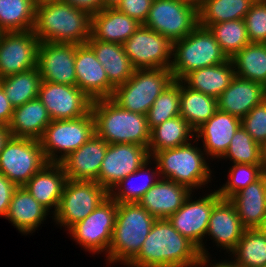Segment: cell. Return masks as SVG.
<instances>
[{
	"instance_id": "cell-3",
	"label": "cell",
	"mask_w": 266,
	"mask_h": 267,
	"mask_svg": "<svg viewBox=\"0 0 266 267\" xmlns=\"http://www.w3.org/2000/svg\"><path fill=\"white\" fill-rule=\"evenodd\" d=\"M156 218L139 203H117L106 264L125 267L139 254Z\"/></svg>"
},
{
	"instance_id": "cell-33",
	"label": "cell",
	"mask_w": 266,
	"mask_h": 267,
	"mask_svg": "<svg viewBox=\"0 0 266 267\" xmlns=\"http://www.w3.org/2000/svg\"><path fill=\"white\" fill-rule=\"evenodd\" d=\"M195 139V130L180 115L150 130L149 152H158L187 144Z\"/></svg>"
},
{
	"instance_id": "cell-28",
	"label": "cell",
	"mask_w": 266,
	"mask_h": 267,
	"mask_svg": "<svg viewBox=\"0 0 266 267\" xmlns=\"http://www.w3.org/2000/svg\"><path fill=\"white\" fill-rule=\"evenodd\" d=\"M51 121L45 105L36 98L14 108L8 129L13 137L40 140Z\"/></svg>"
},
{
	"instance_id": "cell-49",
	"label": "cell",
	"mask_w": 266,
	"mask_h": 267,
	"mask_svg": "<svg viewBox=\"0 0 266 267\" xmlns=\"http://www.w3.org/2000/svg\"><path fill=\"white\" fill-rule=\"evenodd\" d=\"M13 110L14 108L10 104L3 88L0 85V125H9L12 118Z\"/></svg>"
},
{
	"instance_id": "cell-55",
	"label": "cell",
	"mask_w": 266,
	"mask_h": 267,
	"mask_svg": "<svg viewBox=\"0 0 266 267\" xmlns=\"http://www.w3.org/2000/svg\"><path fill=\"white\" fill-rule=\"evenodd\" d=\"M186 1L191 2L197 6H199L203 2V0H186Z\"/></svg>"
},
{
	"instance_id": "cell-22",
	"label": "cell",
	"mask_w": 266,
	"mask_h": 267,
	"mask_svg": "<svg viewBox=\"0 0 266 267\" xmlns=\"http://www.w3.org/2000/svg\"><path fill=\"white\" fill-rule=\"evenodd\" d=\"M244 230L234 204L229 199H220L211 211L205 238L209 236L216 247L229 254Z\"/></svg>"
},
{
	"instance_id": "cell-53",
	"label": "cell",
	"mask_w": 266,
	"mask_h": 267,
	"mask_svg": "<svg viewBox=\"0 0 266 267\" xmlns=\"http://www.w3.org/2000/svg\"><path fill=\"white\" fill-rule=\"evenodd\" d=\"M122 0H103L104 8H116Z\"/></svg>"
},
{
	"instance_id": "cell-4",
	"label": "cell",
	"mask_w": 266,
	"mask_h": 267,
	"mask_svg": "<svg viewBox=\"0 0 266 267\" xmlns=\"http://www.w3.org/2000/svg\"><path fill=\"white\" fill-rule=\"evenodd\" d=\"M197 142L193 139L172 149L149 152L151 159L157 164L160 177L184 185L192 192L195 189H205L206 186L208 188L214 171L211 170L202 147H197Z\"/></svg>"
},
{
	"instance_id": "cell-17",
	"label": "cell",
	"mask_w": 266,
	"mask_h": 267,
	"mask_svg": "<svg viewBox=\"0 0 266 267\" xmlns=\"http://www.w3.org/2000/svg\"><path fill=\"white\" fill-rule=\"evenodd\" d=\"M38 98L51 120L76 119L91 111L92 100L77 86L42 80Z\"/></svg>"
},
{
	"instance_id": "cell-42",
	"label": "cell",
	"mask_w": 266,
	"mask_h": 267,
	"mask_svg": "<svg viewBox=\"0 0 266 267\" xmlns=\"http://www.w3.org/2000/svg\"><path fill=\"white\" fill-rule=\"evenodd\" d=\"M260 151V144L255 142L241 125L235 132L227 151L219 160H229L233 164L262 165Z\"/></svg>"
},
{
	"instance_id": "cell-27",
	"label": "cell",
	"mask_w": 266,
	"mask_h": 267,
	"mask_svg": "<svg viewBox=\"0 0 266 267\" xmlns=\"http://www.w3.org/2000/svg\"><path fill=\"white\" fill-rule=\"evenodd\" d=\"M140 26L116 8H103L91 15V37L99 41L123 44Z\"/></svg>"
},
{
	"instance_id": "cell-47",
	"label": "cell",
	"mask_w": 266,
	"mask_h": 267,
	"mask_svg": "<svg viewBox=\"0 0 266 267\" xmlns=\"http://www.w3.org/2000/svg\"><path fill=\"white\" fill-rule=\"evenodd\" d=\"M16 188L17 186L14 183L0 173V217H6L10 201Z\"/></svg>"
},
{
	"instance_id": "cell-10",
	"label": "cell",
	"mask_w": 266,
	"mask_h": 267,
	"mask_svg": "<svg viewBox=\"0 0 266 267\" xmlns=\"http://www.w3.org/2000/svg\"><path fill=\"white\" fill-rule=\"evenodd\" d=\"M143 25L174 42L199 25L198 6L186 0H153Z\"/></svg>"
},
{
	"instance_id": "cell-1",
	"label": "cell",
	"mask_w": 266,
	"mask_h": 267,
	"mask_svg": "<svg viewBox=\"0 0 266 267\" xmlns=\"http://www.w3.org/2000/svg\"><path fill=\"white\" fill-rule=\"evenodd\" d=\"M200 255L168 219H156L139 254L126 267H194Z\"/></svg>"
},
{
	"instance_id": "cell-51",
	"label": "cell",
	"mask_w": 266,
	"mask_h": 267,
	"mask_svg": "<svg viewBox=\"0 0 266 267\" xmlns=\"http://www.w3.org/2000/svg\"><path fill=\"white\" fill-rule=\"evenodd\" d=\"M11 136L8 126L0 125V152L2 151L4 144Z\"/></svg>"
},
{
	"instance_id": "cell-16",
	"label": "cell",
	"mask_w": 266,
	"mask_h": 267,
	"mask_svg": "<svg viewBox=\"0 0 266 267\" xmlns=\"http://www.w3.org/2000/svg\"><path fill=\"white\" fill-rule=\"evenodd\" d=\"M150 158L145 146L128 143L108 144L96 182L109 192Z\"/></svg>"
},
{
	"instance_id": "cell-7",
	"label": "cell",
	"mask_w": 266,
	"mask_h": 267,
	"mask_svg": "<svg viewBox=\"0 0 266 267\" xmlns=\"http://www.w3.org/2000/svg\"><path fill=\"white\" fill-rule=\"evenodd\" d=\"M174 81L170 68L138 69L114 89L111 99L121 108L146 115L163 90Z\"/></svg>"
},
{
	"instance_id": "cell-6",
	"label": "cell",
	"mask_w": 266,
	"mask_h": 267,
	"mask_svg": "<svg viewBox=\"0 0 266 267\" xmlns=\"http://www.w3.org/2000/svg\"><path fill=\"white\" fill-rule=\"evenodd\" d=\"M228 60L208 28L198 25L186 37L173 42L171 73L181 80L191 71Z\"/></svg>"
},
{
	"instance_id": "cell-2",
	"label": "cell",
	"mask_w": 266,
	"mask_h": 267,
	"mask_svg": "<svg viewBox=\"0 0 266 267\" xmlns=\"http://www.w3.org/2000/svg\"><path fill=\"white\" fill-rule=\"evenodd\" d=\"M33 32L40 42L85 44L91 37V15L63 0L36 4Z\"/></svg>"
},
{
	"instance_id": "cell-8",
	"label": "cell",
	"mask_w": 266,
	"mask_h": 267,
	"mask_svg": "<svg viewBox=\"0 0 266 267\" xmlns=\"http://www.w3.org/2000/svg\"><path fill=\"white\" fill-rule=\"evenodd\" d=\"M95 134L92 112L76 119L52 120L40 139L48 163H60Z\"/></svg>"
},
{
	"instance_id": "cell-35",
	"label": "cell",
	"mask_w": 266,
	"mask_h": 267,
	"mask_svg": "<svg viewBox=\"0 0 266 267\" xmlns=\"http://www.w3.org/2000/svg\"><path fill=\"white\" fill-rule=\"evenodd\" d=\"M231 61L236 76L266 86V43H249Z\"/></svg>"
},
{
	"instance_id": "cell-48",
	"label": "cell",
	"mask_w": 266,
	"mask_h": 267,
	"mask_svg": "<svg viewBox=\"0 0 266 267\" xmlns=\"http://www.w3.org/2000/svg\"><path fill=\"white\" fill-rule=\"evenodd\" d=\"M76 8L87 11L90 15L98 13L104 8L103 0H63Z\"/></svg>"
},
{
	"instance_id": "cell-26",
	"label": "cell",
	"mask_w": 266,
	"mask_h": 267,
	"mask_svg": "<svg viewBox=\"0 0 266 267\" xmlns=\"http://www.w3.org/2000/svg\"><path fill=\"white\" fill-rule=\"evenodd\" d=\"M51 214V211L41 205L22 186L15 189L5 219L26 236L35 232L44 223L48 215L53 217Z\"/></svg>"
},
{
	"instance_id": "cell-44",
	"label": "cell",
	"mask_w": 266,
	"mask_h": 267,
	"mask_svg": "<svg viewBox=\"0 0 266 267\" xmlns=\"http://www.w3.org/2000/svg\"><path fill=\"white\" fill-rule=\"evenodd\" d=\"M244 20L250 43H266V1L253 2Z\"/></svg>"
},
{
	"instance_id": "cell-30",
	"label": "cell",
	"mask_w": 266,
	"mask_h": 267,
	"mask_svg": "<svg viewBox=\"0 0 266 267\" xmlns=\"http://www.w3.org/2000/svg\"><path fill=\"white\" fill-rule=\"evenodd\" d=\"M86 43L93 49L97 60L103 65L109 83L114 88L125 83L133 75L135 69L124 51L123 44L99 41L92 37Z\"/></svg>"
},
{
	"instance_id": "cell-11",
	"label": "cell",
	"mask_w": 266,
	"mask_h": 267,
	"mask_svg": "<svg viewBox=\"0 0 266 267\" xmlns=\"http://www.w3.org/2000/svg\"><path fill=\"white\" fill-rule=\"evenodd\" d=\"M46 163L40 140L10 136L0 152V173L24 186Z\"/></svg>"
},
{
	"instance_id": "cell-36",
	"label": "cell",
	"mask_w": 266,
	"mask_h": 267,
	"mask_svg": "<svg viewBox=\"0 0 266 267\" xmlns=\"http://www.w3.org/2000/svg\"><path fill=\"white\" fill-rule=\"evenodd\" d=\"M252 0H203L198 6L199 25L208 28L224 21L245 19Z\"/></svg>"
},
{
	"instance_id": "cell-25",
	"label": "cell",
	"mask_w": 266,
	"mask_h": 267,
	"mask_svg": "<svg viewBox=\"0 0 266 267\" xmlns=\"http://www.w3.org/2000/svg\"><path fill=\"white\" fill-rule=\"evenodd\" d=\"M66 181L67 176L60 163H46L24 187L53 215L58 209Z\"/></svg>"
},
{
	"instance_id": "cell-12",
	"label": "cell",
	"mask_w": 266,
	"mask_h": 267,
	"mask_svg": "<svg viewBox=\"0 0 266 267\" xmlns=\"http://www.w3.org/2000/svg\"><path fill=\"white\" fill-rule=\"evenodd\" d=\"M117 203L108 196L84 220L77 222L67 232L85 251L108 255L115 225Z\"/></svg>"
},
{
	"instance_id": "cell-56",
	"label": "cell",
	"mask_w": 266,
	"mask_h": 267,
	"mask_svg": "<svg viewBox=\"0 0 266 267\" xmlns=\"http://www.w3.org/2000/svg\"><path fill=\"white\" fill-rule=\"evenodd\" d=\"M263 177H264V180H265V182H266V169L265 170H263Z\"/></svg>"
},
{
	"instance_id": "cell-15",
	"label": "cell",
	"mask_w": 266,
	"mask_h": 267,
	"mask_svg": "<svg viewBox=\"0 0 266 267\" xmlns=\"http://www.w3.org/2000/svg\"><path fill=\"white\" fill-rule=\"evenodd\" d=\"M40 43L33 30L3 32L0 37V79L37 67Z\"/></svg>"
},
{
	"instance_id": "cell-9",
	"label": "cell",
	"mask_w": 266,
	"mask_h": 267,
	"mask_svg": "<svg viewBox=\"0 0 266 267\" xmlns=\"http://www.w3.org/2000/svg\"><path fill=\"white\" fill-rule=\"evenodd\" d=\"M109 196V192L96 181L67 179L57 211L52 221L64 231L84 220Z\"/></svg>"
},
{
	"instance_id": "cell-20",
	"label": "cell",
	"mask_w": 266,
	"mask_h": 267,
	"mask_svg": "<svg viewBox=\"0 0 266 267\" xmlns=\"http://www.w3.org/2000/svg\"><path fill=\"white\" fill-rule=\"evenodd\" d=\"M240 126L239 117L218 109L207 122L195 130V139L203 142L201 147L210 160H217L225 154Z\"/></svg>"
},
{
	"instance_id": "cell-29",
	"label": "cell",
	"mask_w": 266,
	"mask_h": 267,
	"mask_svg": "<svg viewBox=\"0 0 266 267\" xmlns=\"http://www.w3.org/2000/svg\"><path fill=\"white\" fill-rule=\"evenodd\" d=\"M245 229L258 228L266 216V182L263 175L229 199Z\"/></svg>"
},
{
	"instance_id": "cell-43",
	"label": "cell",
	"mask_w": 266,
	"mask_h": 267,
	"mask_svg": "<svg viewBox=\"0 0 266 267\" xmlns=\"http://www.w3.org/2000/svg\"><path fill=\"white\" fill-rule=\"evenodd\" d=\"M263 174L262 165L244 163L232 164L228 170L226 183L217 189L221 199H230L241 189L258 180Z\"/></svg>"
},
{
	"instance_id": "cell-54",
	"label": "cell",
	"mask_w": 266,
	"mask_h": 267,
	"mask_svg": "<svg viewBox=\"0 0 266 267\" xmlns=\"http://www.w3.org/2000/svg\"><path fill=\"white\" fill-rule=\"evenodd\" d=\"M258 229L266 236V216L263 219L261 225L258 227Z\"/></svg>"
},
{
	"instance_id": "cell-24",
	"label": "cell",
	"mask_w": 266,
	"mask_h": 267,
	"mask_svg": "<svg viewBox=\"0 0 266 267\" xmlns=\"http://www.w3.org/2000/svg\"><path fill=\"white\" fill-rule=\"evenodd\" d=\"M217 100L219 110L242 119L266 100V86L235 76Z\"/></svg>"
},
{
	"instance_id": "cell-57",
	"label": "cell",
	"mask_w": 266,
	"mask_h": 267,
	"mask_svg": "<svg viewBox=\"0 0 266 267\" xmlns=\"http://www.w3.org/2000/svg\"><path fill=\"white\" fill-rule=\"evenodd\" d=\"M253 2L263 1V0H252Z\"/></svg>"
},
{
	"instance_id": "cell-52",
	"label": "cell",
	"mask_w": 266,
	"mask_h": 267,
	"mask_svg": "<svg viewBox=\"0 0 266 267\" xmlns=\"http://www.w3.org/2000/svg\"><path fill=\"white\" fill-rule=\"evenodd\" d=\"M261 162L263 170L266 169V141L260 145Z\"/></svg>"
},
{
	"instance_id": "cell-50",
	"label": "cell",
	"mask_w": 266,
	"mask_h": 267,
	"mask_svg": "<svg viewBox=\"0 0 266 267\" xmlns=\"http://www.w3.org/2000/svg\"><path fill=\"white\" fill-rule=\"evenodd\" d=\"M210 259H211L210 255L201 254L194 267H239L232 260L229 261L230 258H228L227 260L226 259L221 260L219 262L217 261V263L216 259L214 260L211 259V262Z\"/></svg>"
},
{
	"instance_id": "cell-46",
	"label": "cell",
	"mask_w": 266,
	"mask_h": 267,
	"mask_svg": "<svg viewBox=\"0 0 266 267\" xmlns=\"http://www.w3.org/2000/svg\"><path fill=\"white\" fill-rule=\"evenodd\" d=\"M152 2L153 0H122L116 9L137 20L140 24H144Z\"/></svg>"
},
{
	"instance_id": "cell-14",
	"label": "cell",
	"mask_w": 266,
	"mask_h": 267,
	"mask_svg": "<svg viewBox=\"0 0 266 267\" xmlns=\"http://www.w3.org/2000/svg\"><path fill=\"white\" fill-rule=\"evenodd\" d=\"M123 47L135 70L171 68L173 42L143 24L123 43Z\"/></svg>"
},
{
	"instance_id": "cell-5",
	"label": "cell",
	"mask_w": 266,
	"mask_h": 267,
	"mask_svg": "<svg viewBox=\"0 0 266 267\" xmlns=\"http://www.w3.org/2000/svg\"><path fill=\"white\" fill-rule=\"evenodd\" d=\"M95 134L108 144H137L148 148L150 129L146 115L121 108L111 98L92 101Z\"/></svg>"
},
{
	"instance_id": "cell-32",
	"label": "cell",
	"mask_w": 266,
	"mask_h": 267,
	"mask_svg": "<svg viewBox=\"0 0 266 267\" xmlns=\"http://www.w3.org/2000/svg\"><path fill=\"white\" fill-rule=\"evenodd\" d=\"M152 163L155 166H152ZM149 164L153 168L150 167ZM160 178L157 164L150 158L134 173L126 176L115 185L109 191V196L116 203H138L142 196L155 185Z\"/></svg>"
},
{
	"instance_id": "cell-40",
	"label": "cell",
	"mask_w": 266,
	"mask_h": 267,
	"mask_svg": "<svg viewBox=\"0 0 266 267\" xmlns=\"http://www.w3.org/2000/svg\"><path fill=\"white\" fill-rule=\"evenodd\" d=\"M208 29L228 59L250 43L244 19L212 24Z\"/></svg>"
},
{
	"instance_id": "cell-38",
	"label": "cell",
	"mask_w": 266,
	"mask_h": 267,
	"mask_svg": "<svg viewBox=\"0 0 266 267\" xmlns=\"http://www.w3.org/2000/svg\"><path fill=\"white\" fill-rule=\"evenodd\" d=\"M239 267H266V236L258 229H245L228 255Z\"/></svg>"
},
{
	"instance_id": "cell-34",
	"label": "cell",
	"mask_w": 266,
	"mask_h": 267,
	"mask_svg": "<svg viewBox=\"0 0 266 267\" xmlns=\"http://www.w3.org/2000/svg\"><path fill=\"white\" fill-rule=\"evenodd\" d=\"M218 110V100L192 90L180 81V116L196 130Z\"/></svg>"
},
{
	"instance_id": "cell-31",
	"label": "cell",
	"mask_w": 266,
	"mask_h": 267,
	"mask_svg": "<svg viewBox=\"0 0 266 267\" xmlns=\"http://www.w3.org/2000/svg\"><path fill=\"white\" fill-rule=\"evenodd\" d=\"M235 76L233 63L231 59H228L226 62L215 66L191 71L180 81L192 90L218 99Z\"/></svg>"
},
{
	"instance_id": "cell-19",
	"label": "cell",
	"mask_w": 266,
	"mask_h": 267,
	"mask_svg": "<svg viewBox=\"0 0 266 267\" xmlns=\"http://www.w3.org/2000/svg\"><path fill=\"white\" fill-rule=\"evenodd\" d=\"M75 71L76 86L92 101L112 97L115 88L109 83L103 65L87 43L76 48Z\"/></svg>"
},
{
	"instance_id": "cell-39",
	"label": "cell",
	"mask_w": 266,
	"mask_h": 267,
	"mask_svg": "<svg viewBox=\"0 0 266 267\" xmlns=\"http://www.w3.org/2000/svg\"><path fill=\"white\" fill-rule=\"evenodd\" d=\"M36 4V0H0V30L2 32L33 30Z\"/></svg>"
},
{
	"instance_id": "cell-23",
	"label": "cell",
	"mask_w": 266,
	"mask_h": 267,
	"mask_svg": "<svg viewBox=\"0 0 266 267\" xmlns=\"http://www.w3.org/2000/svg\"><path fill=\"white\" fill-rule=\"evenodd\" d=\"M186 186L160 178L138 201L156 219H168L191 194Z\"/></svg>"
},
{
	"instance_id": "cell-37",
	"label": "cell",
	"mask_w": 266,
	"mask_h": 267,
	"mask_svg": "<svg viewBox=\"0 0 266 267\" xmlns=\"http://www.w3.org/2000/svg\"><path fill=\"white\" fill-rule=\"evenodd\" d=\"M41 81L38 68L35 67L1 78L0 85L12 107L17 108L30 100L38 98Z\"/></svg>"
},
{
	"instance_id": "cell-45",
	"label": "cell",
	"mask_w": 266,
	"mask_h": 267,
	"mask_svg": "<svg viewBox=\"0 0 266 267\" xmlns=\"http://www.w3.org/2000/svg\"><path fill=\"white\" fill-rule=\"evenodd\" d=\"M241 125L260 145L266 141V100L241 119Z\"/></svg>"
},
{
	"instance_id": "cell-13",
	"label": "cell",
	"mask_w": 266,
	"mask_h": 267,
	"mask_svg": "<svg viewBox=\"0 0 266 267\" xmlns=\"http://www.w3.org/2000/svg\"><path fill=\"white\" fill-rule=\"evenodd\" d=\"M194 192L186 198L182 207L178 209L168 220L173 227L184 237L194 243L200 254L208 253L203 240L206 237L208 222L213 206L221 199L216 189L204 196L194 198ZM194 198V199H193ZM196 199V200H195Z\"/></svg>"
},
{
	"instance_id": "cell-41",
	"label": "cell",
	"mask_w": 266,
	"mask_h": 267,
	"mask_svg": "<svg viewBox=\"0 0 266 267\" xmlns=\"http://www.w3.org/2000/svg\"><path fill=\"white\" fill-rule=\"evenodd\" d=\"M180 115V80H174L154 101L148 110L147 124L153 127Z\"/></svg>"
},
{
	"instance_id": "cell-18",
	"label": "cell",
	"mask_w": 266,
	"mask_h": 267,
	"mask_svg": "<svg viewBox=\"0 0 266 267\" xmlns=\"http://www.w3.org/2000/svg\"><path fill=\"white\" fill-rule=\"evenodd\" d=\"M78 44L41 42L37 68L41 80L76 86L75 53Z\"/></svg>"
},
{
	"instance_id": "cell-21",
	"label": "cell",
	"mask_w": 266,
	"mask_h": 267,
	"mask_svg": "<svg viewBox=\"0 0 266 267\" xmlns=\"http://www.w3.org/2000/svg\"><path fill=\"white\" fill-rule=\"evenodd\" d=\"M108 143L94 134L79 149L70 153L60 164L67 179L97 181Z\"/></svg>"
}]
</instances>
